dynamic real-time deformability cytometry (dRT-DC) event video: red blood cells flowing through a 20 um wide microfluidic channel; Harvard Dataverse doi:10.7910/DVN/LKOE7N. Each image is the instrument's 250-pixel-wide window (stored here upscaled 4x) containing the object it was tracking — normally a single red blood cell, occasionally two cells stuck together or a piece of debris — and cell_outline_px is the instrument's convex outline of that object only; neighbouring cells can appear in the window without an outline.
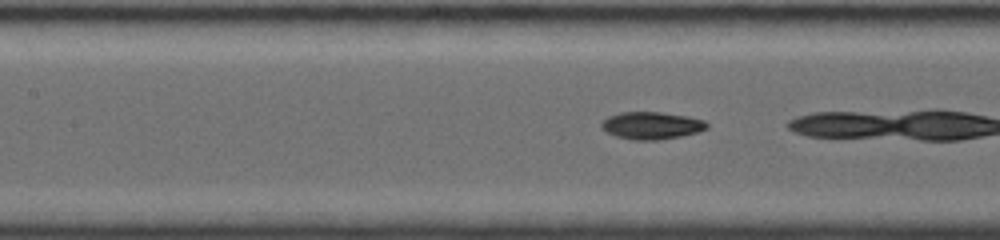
{"species": "common noctule bat (a hibernating species)", "species_latin": "Nyctalus noctula", "temperature_condition": "room temperature", "stored_images_in_passage": 31, "camera_frame_rate_fps": 4000, "um_per_image_px": 0.085, "animal": {"sex": "female", "body_mass_g": 19.0, "forearm_length_mm": 56.7}, "frame": {"image": 1, "passage_image": 7, "time_ms": 3.5, "image_size_px": [1000, 240], "cell_outline_px": [[708, 128], [696, 132], [680, 136], [656, 140], [636, 140], [616, 136], [608, 132], [600, 124], [608, 116], [620, 112], [660, 112], [688, 116], [704, 120], [708, 124]], "centroid_in_image_um": [55.4, 10.66], "position_along_channel_um": 152.0, "area_um2": 16.59}}
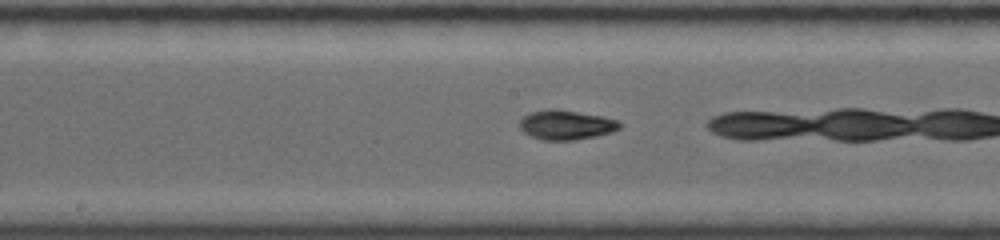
{"frame": {"image": 2, "passage_image": 11, "time_ms": 4.75, "image_size_px": [1000, 240], "cell_outline_px": [[620, 128], [612, 132], [596, 136], [576, 140], [544, 140], [532, 136], [524, 132], [520, 128], [520, 120], [524, 116], [532, 112], [548, 108], [556, 108], [604, 116], [616, 120], [620, 124]], "centroid_in_image_um": [48.13, 10.6], "position_along_channel_um": 200.1, "area_um2": 17.22}, "authors_computed_cell_mechanics": {"area_um2": 16.184, "velocity_mm_per_s": 3.8545, "shape_relaxation_time_tau1_ms": 6.6911, "shape_relaxation_time_tau2_ms": 2.8455, "deformation_change_tau1": 0.2365, "deformation_change_tau2": 0.0498}}